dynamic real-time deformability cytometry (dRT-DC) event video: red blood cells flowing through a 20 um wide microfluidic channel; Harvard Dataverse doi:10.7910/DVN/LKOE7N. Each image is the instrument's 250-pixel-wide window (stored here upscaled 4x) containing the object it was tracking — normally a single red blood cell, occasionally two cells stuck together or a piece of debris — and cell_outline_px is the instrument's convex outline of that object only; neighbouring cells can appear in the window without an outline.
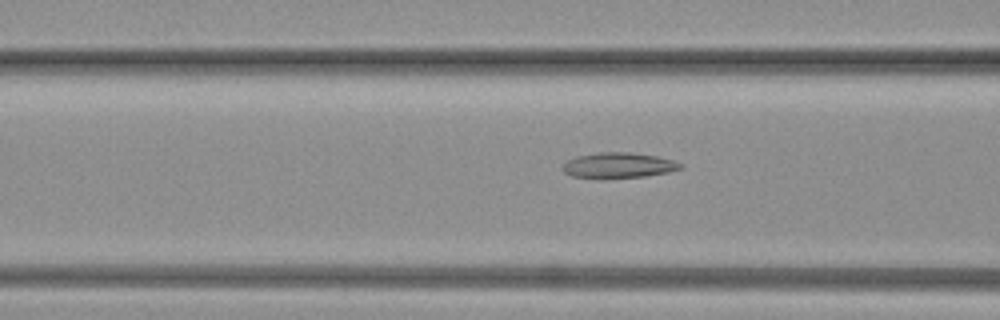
{"species": "common noctule bat (a hibernating species)", "species_latin": "Nyctalus noctula", "temperature_condition": "warm", "stored_images_in_passage": 75, "camera_frame_rate_fps": 3000, "um_per_image_px": 0.085, "animal": {"sex": "female", "body_mass_g": 19.3, "forearm_length_mm": 54.1}, "frame": {"image": 1, "passage_image": 26, "time_ms": 8.333, "image_size_px": [1000, 320], "cell_outline_px": [[684, 168], [668, 172], [644, 176], [604, 180], [596, 180], [572, 176], [564, 172], [560, 168], [568, 160], [576, 156], [600, 152], [628, 152], [656, 156], [672, 160], [684, 164]], "centroid_in_image_um": [52.53, 14.08], "position_along_channel_um": 114.1, "area_um2": 17.98}}
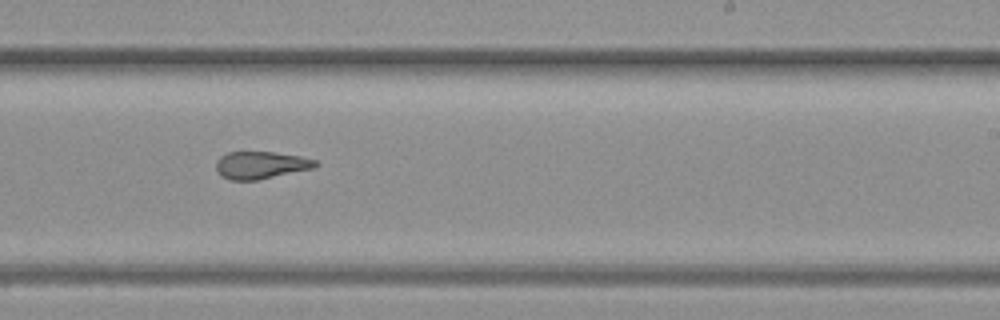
{"frame": {"image": 2, "passage_image": 44, "time_ms": 14.333, "image_size_px": [1000, 320], "cell_outline_px": [[320, 164], [316, 168], [256, 180], [232, 180], [220, 176], [216, 168], [216, 164], [220, 156], [228, 152], [272, 152], [300, 156], [316, 160]], "centroid_in_image_um": [22.2, 14.03], "position_along_channel_um": 266.8, "area_um2": 15.9}}
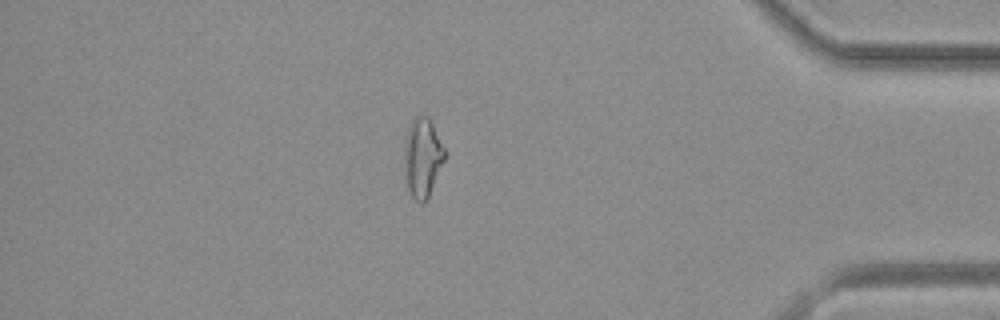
{"frame": {"image": 3, "passage_image": 64, "time_ms": 21.0, "image_size_px": [1000, 320], "cell_outline_px": [[444, 160], [428, 196], [424, 204], [420, 204], [412, 196], [408, 188], [408, 128], [412, 120], [416, 116], [428, 116], [444, 148]], "centroid_in_image_um": [35.98, 13.4], "position_along_channel_um": 399.2, "area_um2": 17.05}}